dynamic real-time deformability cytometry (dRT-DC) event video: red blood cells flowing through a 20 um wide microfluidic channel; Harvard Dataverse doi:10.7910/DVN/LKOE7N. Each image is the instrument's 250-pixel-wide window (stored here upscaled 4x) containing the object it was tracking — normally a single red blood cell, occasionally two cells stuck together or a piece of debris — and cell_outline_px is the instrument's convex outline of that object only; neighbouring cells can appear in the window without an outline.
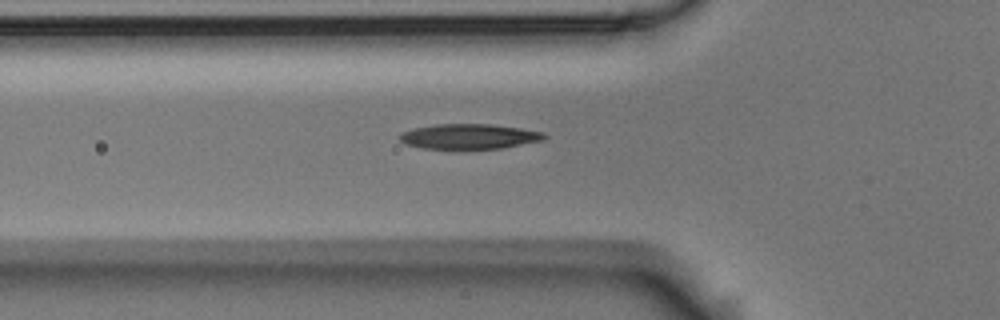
{"species": "Egyptian fruit bat (a non-hibernating species)", "species_latin": "Rousettus aegyptiacus", "temperature_condition": "room temperature", "stored_images_in_passage": 5, "camera_frame_rate_fps": 3000, "um_per_image_px": 0.085, "animal": {"sex": "male"}, "frame": {"image": 1, "passage_image": 5, "time_ms": 1.333, "image_size_px": [1000, 320], "cell_outline_px": [[548, 136], [544, 140], [500, 148], [424, 148], [404, 144], [400, 140], [400, 132], [416, 128], [436, 124], [492, 124], [520, 128], [544, 132]], "centroid_in_image_um": [39.9, 11.59], "position_along_channel_um": 85.9, "area_um2": 20.92}}